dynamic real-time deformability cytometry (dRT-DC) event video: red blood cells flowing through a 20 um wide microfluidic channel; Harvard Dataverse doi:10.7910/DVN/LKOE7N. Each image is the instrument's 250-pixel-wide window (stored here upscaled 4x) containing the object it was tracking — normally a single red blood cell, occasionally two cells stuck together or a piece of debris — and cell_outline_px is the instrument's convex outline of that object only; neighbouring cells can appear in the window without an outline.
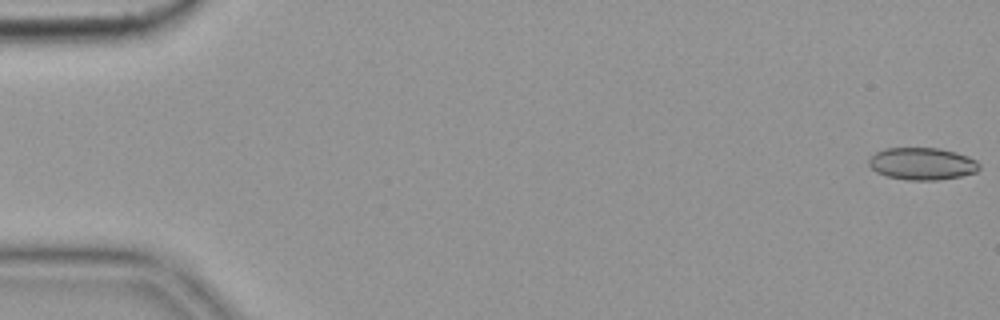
{"species": "common noctule bat (a hibernating species)", "species_latin": "Nyctalus noctula", "temperature_condition": "cold", "stored_images_in_passage": 54, "camera_frame_rate_fps": 3000, "um_per_image_px": 0.085, "animal": {"sex": "female", "body_mass_g": 19.9}, "frame": {"image": 1, "passage_image": 1, "time_ms": 0.0, "image_size_px": [1000, 320], "cell_outline_px": [[980, 168], [976, 172], [960, 176], [940, 180], [908, 180], [888, 176], [876, 172], [868, 164], [868, 160], [876, 152], [884, 148], [940, 148], [956, 152], [968, 156], [976, 160], [980, 164]], "centroid_in_image_um": [78.4, 13.91], "position_along_channel_um": 6.6, "area_um2": 20.81}}